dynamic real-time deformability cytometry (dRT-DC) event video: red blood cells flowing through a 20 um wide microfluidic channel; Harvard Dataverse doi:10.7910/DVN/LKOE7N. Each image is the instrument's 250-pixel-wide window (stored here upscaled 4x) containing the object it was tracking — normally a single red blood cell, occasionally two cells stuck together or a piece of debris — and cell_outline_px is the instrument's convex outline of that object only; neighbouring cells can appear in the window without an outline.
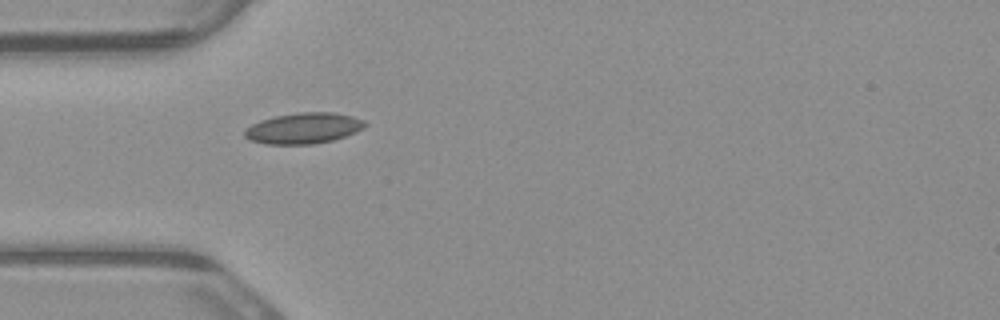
{"species": "common noctule bat (a hibernating species)", "species_latin": "Nyctalus noctula", "temperature_condition": "warm", "stored_images_in_passage": 1, "camera_frame_rate_fps": 3000, "um_per_image_px": 0.085, "animal": {"sex": "male", "body_mass_g": 23.1, "forearm_length_mm": 52.7}, "frame": {"image": 1, "passage_image": 1, "time_ms": 0.0, "image_size_px": [1000, 320], "cell_outline_px": [[368, 124], [364, 128], [356, 132], [332, 140], [312, 144], [264, 144], [252, 140], [244, 136], [244, 128], [260, 120], [276, 116], [296, 112], [336, 112], [352, 116], [364, 120]], "centroid_in_image_um": [25.81, 10.89], "position_along_channel_um": 59.2, "area_um2": 21.73}}